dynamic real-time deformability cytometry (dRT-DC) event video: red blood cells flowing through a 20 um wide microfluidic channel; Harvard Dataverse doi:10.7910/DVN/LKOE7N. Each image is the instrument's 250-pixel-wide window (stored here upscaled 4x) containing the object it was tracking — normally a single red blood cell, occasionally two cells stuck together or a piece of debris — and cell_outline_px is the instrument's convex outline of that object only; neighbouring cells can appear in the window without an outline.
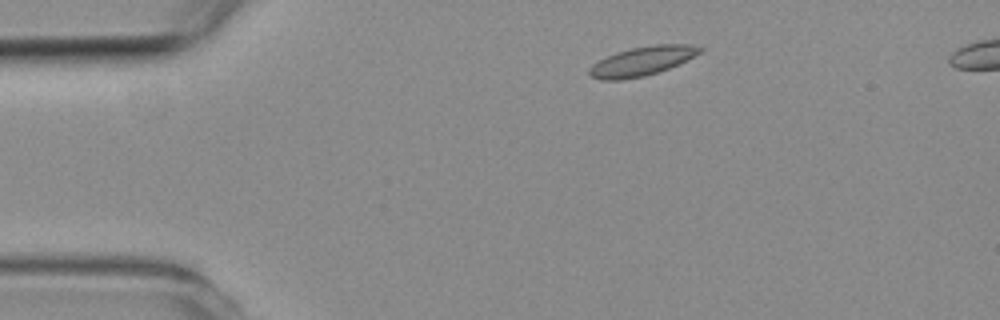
{"species": "common noctule bat (a hibernating species)", "species_latin": "Nyctalus noctula", "temperature_condition": "room temperature", "stored_images_in_passage": 3, "camera_frame_rate_fps": 3000, "um_per_image_px": 0.085, "animal": {"sex": "female", "body_mass_g": 19.3, "forearm_length_mm": 54.1}, "frame": {"image": 1, "passage_image": 1, "time_ms": 0.0, "image_size_px": [1000, 320], "cell_outline_px": [[704, 52], [668, 68], [644, 76], [624, 80], [600, 80], [592, 76], [588, 72], [588, 68], [592, 64], [616, 52], [632, 48], [652, 44], [688, 44], [704, 48]], "centroid_in_image_um": [54.59, 5.19], "position_along_channel_um": 30.4, "area_um2": 18.73}}